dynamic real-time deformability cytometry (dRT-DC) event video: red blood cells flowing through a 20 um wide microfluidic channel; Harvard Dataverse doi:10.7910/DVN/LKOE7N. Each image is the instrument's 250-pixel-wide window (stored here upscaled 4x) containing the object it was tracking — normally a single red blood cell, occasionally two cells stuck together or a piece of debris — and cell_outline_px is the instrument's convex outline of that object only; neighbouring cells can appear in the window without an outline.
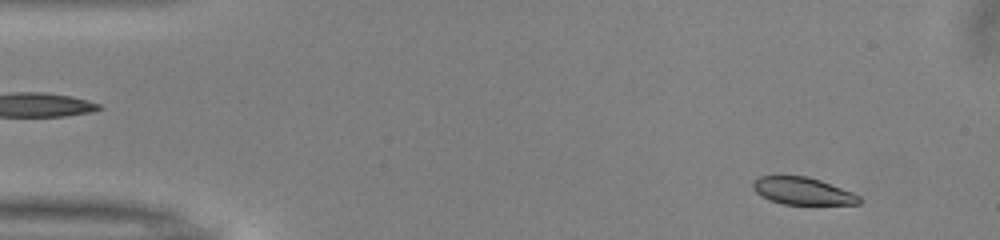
{"species": "common noctule bat (a hibernating species)", "species_latin": "Nyctalus noctula", "temperature_condition": "warm", "stored_images_in_passage": 50, "camera_frame_rate_fps": 3000, "um_per_image_px": 0.085, "animal": {"sex": "male", "body_mass_g": 13.0, "forearm_length_mm": 53.1}, "frame": {"image": 1, "passage_image": 4, "time_ms": 1.0, "image_size_px": [1000, 240], "cell_outline_px": [[860, 204], [784, 204], [760, 196], [752, 188], [752, 184], [760, 176], [808, 176], [820, 180], [852, 192], [860, 196]], "centroid_in_image_um": [68.22, 16.23], "position_along_channel_um": 16.8, "area_um2": 16.7}}
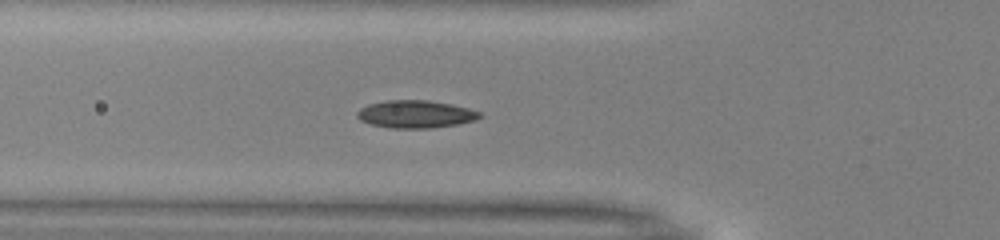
{"frame": {"image": 2, "passage_image": 17, "time_ms": 5.333, "image_size_px": [1000, 240], "cell_outline_px": [[480, 116], [476, 120], [456, 124], [428, 128], [392, 128], [372, 124], [360, 120], [356, 116], [356, 112], [360, 108], [368, 104], [388, 100], [428, 100], [452, 104], [468, 108], [480, 112]], "centroid_in_image_um": [35.29, 9.69], "position_along_channel_um": 90.5, "area_um2": 19.59}}
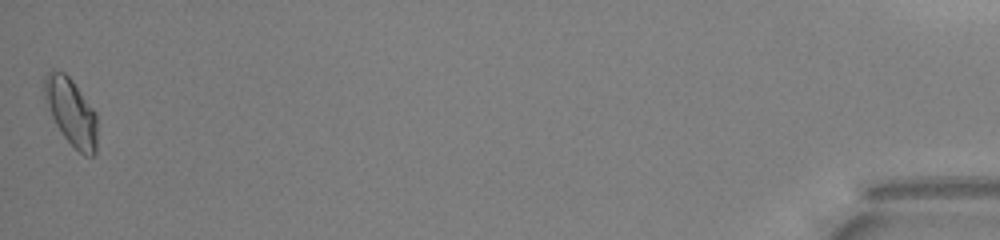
{"frame": {"image": 3, "passage_image": 50, "time_ms": 16.333, "image_size_px": [1000, 240], "cell_outline_px": [[96, 152], [92, 156], [84, 156], [64, 136], [56, 124], [52, 116], [44, 96], [44, 76], [52, 68], [64, 72], [72, 80], [96, 112]], "centroid_in_image_um": [6.05, 9.48], "position_along_channel_um": 429.2, "area_um2": 20.4}, "authors_computed_cell_mechanics": {"area_um2": 18.3804, "velocity_mm_per_s": 3.9995, "shape_relaxation_time_tau1_ms": 2.9214, "shape_relaxation_time_tau2_ms": 2.539, "deformation_change_tau1": 0.1231, "deformation_change_tau2": 0.0699}}